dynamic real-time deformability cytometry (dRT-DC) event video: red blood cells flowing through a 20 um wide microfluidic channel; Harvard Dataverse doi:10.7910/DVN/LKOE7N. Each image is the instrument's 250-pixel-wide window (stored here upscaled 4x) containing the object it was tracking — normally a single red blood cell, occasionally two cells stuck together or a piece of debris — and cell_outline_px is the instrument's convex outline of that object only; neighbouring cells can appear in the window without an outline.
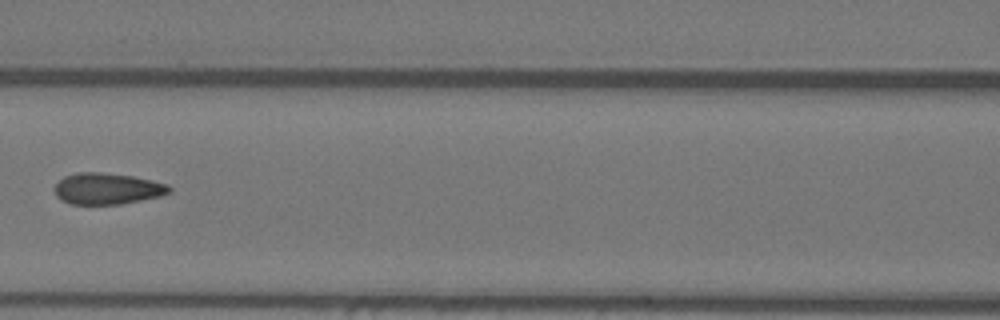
{"species": "Egyptian fruit bat (a non-hibernating species)", "species_latin": "Rousettus aegyptiacus", "temperature_condition": "warm", "stored_images_in_passage": 7, "camera_frame_rate_fps": 3000, "um_per_image_px": 0.085, "animal": {"sex": "female"}, "frame": {"image": 1, "passage_image": 7, "time_ms": 2.0, "image_size_px": [1000, 320], "cell_outline_px": [[172, 192], [160, 196], [120, 204], [72, 204], [60, 200], [56, 196], [56, 184], [64, 176], [76, 172], [100, 172], [132, 176], [152, 180], [168, 184], [172, 188]], "centroid_in_image_um": [9.13, 16.03], "position_along_channel_um": 157.5, "area_um2": 20.92}}